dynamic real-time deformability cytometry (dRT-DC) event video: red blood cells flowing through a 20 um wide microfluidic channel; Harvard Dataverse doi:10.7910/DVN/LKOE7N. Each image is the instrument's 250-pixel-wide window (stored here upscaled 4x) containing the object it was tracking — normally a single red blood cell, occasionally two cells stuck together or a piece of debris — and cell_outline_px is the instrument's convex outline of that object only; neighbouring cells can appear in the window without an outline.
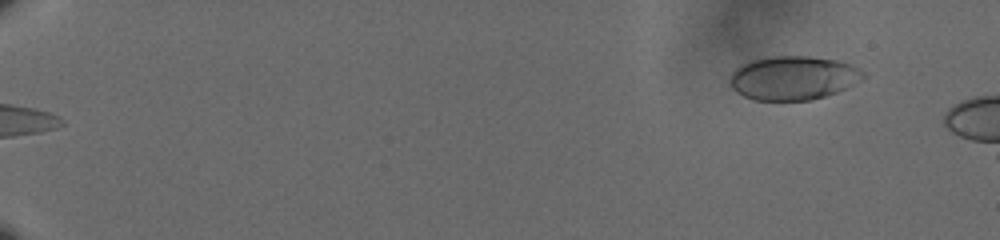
{"species": "human", "species_latin": "Homo sapiens", "temperature_condition": "cold", "stored_images_in_passage": 15, "camera_frame_rate_fps": 3000, "um_per_image_px": 0.085, "donor": {"sex": "male"}, "frame": {"image": 1, "passage_image": 2, "time_ms": 0.333, "image_size_px": [1000, 240], "cell_outline_px": [[864, 76], [860, 80], [848, 88], [812, 100], [752, 100], [736, 92], [732, 88], [728, 80], [732, 72], [740, 64], [748, 60], [772, 56], [808, 56], [836, 60], [852, 64], [860, 68], [864, 72]], "centroid_in_image_um": [67.39, 6.62], "position_along_channel_um": 17.6, "area_um2": 34.39}}